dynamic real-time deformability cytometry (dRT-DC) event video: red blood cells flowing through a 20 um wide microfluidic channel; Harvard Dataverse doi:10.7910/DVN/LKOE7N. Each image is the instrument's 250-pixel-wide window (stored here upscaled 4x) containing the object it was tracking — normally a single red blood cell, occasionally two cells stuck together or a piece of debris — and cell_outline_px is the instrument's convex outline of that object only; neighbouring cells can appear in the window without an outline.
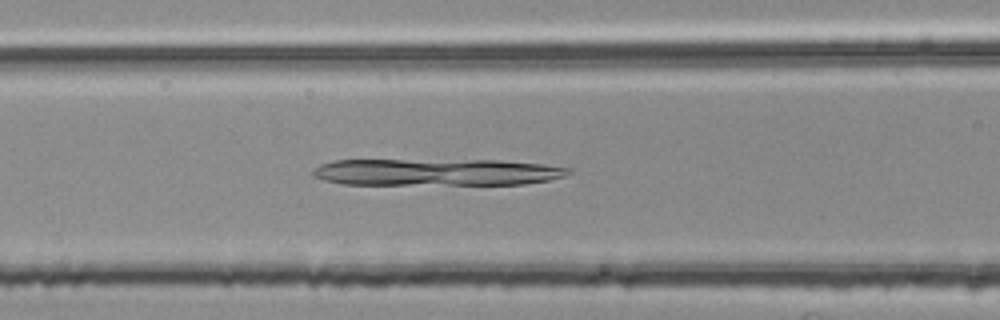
{"species": "common noctule bat (a hibernating species)", "species_latin": "Nyctalus noctula", "temperature_condition": "room temperature", "stored_images_in_passage": 40, "camera_frame_rate_fps": 3000, "um_per_image_px": 0.085, "animal": {"sex": "female", "body_mass_g": 25.1}, "frame": {"image": 1, "passage_image": 11, "time_ms": 3.333, "image_size_px": [1000, 320], "cell_outline_px": [[572, 172], [564, 176], [548, 180], [524, 184], [344, 184], [324, 180], [312, 176], [312, 172], [320, 164], [332, 160], [500, 160], [544, 164], [572, 168]], "centroid_in_image_um": [37.13, 14.62], "position_along_channel_um": 129.5, "area_um2": 40.17}}
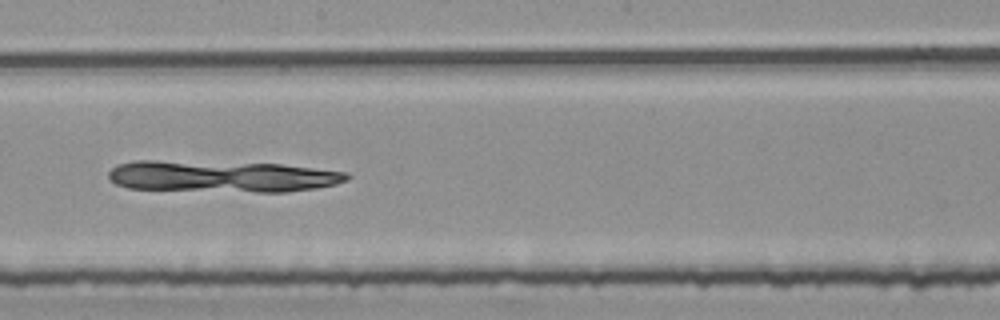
{"frame": {"image": 2, "passage_image": 19, "time_ms": 6.0, "image_size_px": [1000, 320], "cell_outline_px": [[352, 176], [348, 180], [336, 184], [316, 188], [288, 192], [256, 192], [128, 188], [116, 184], [108, 180], [108, 172], [116, 164], [132, 160], [156, 160], [280, 164], [348, 172]], "centroid_in_image_um": [18.85, 14.99], "position_along_channel_um": 229.3, "area_um2": 44.1}}
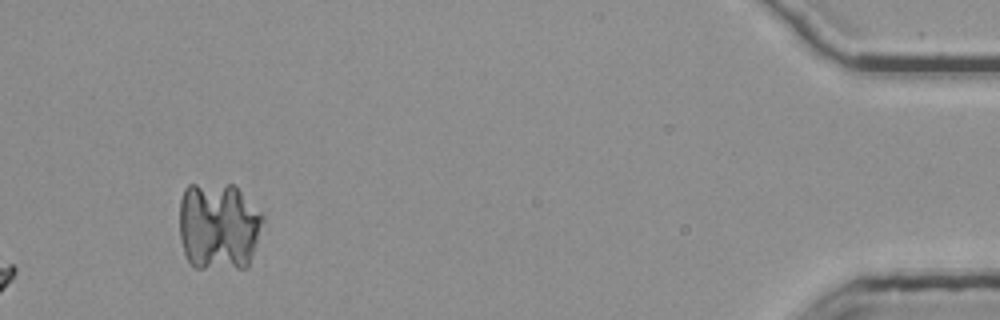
{"frame": {"image": 3, "passage_image": 40, "time_ms": 13.0, "image_size_px": [1000, 320], "cell_outline_px": [[264, 220], [248, 268], [196, 268], [184, 256], [180, 240], [180, 200], [184, 188], [188, 184], [232, 184], [264, 216]], "centroid_in_image_um": [18.55, 19.25], "position_along_channel_um": 416.7, "area_um2": 43.06}}